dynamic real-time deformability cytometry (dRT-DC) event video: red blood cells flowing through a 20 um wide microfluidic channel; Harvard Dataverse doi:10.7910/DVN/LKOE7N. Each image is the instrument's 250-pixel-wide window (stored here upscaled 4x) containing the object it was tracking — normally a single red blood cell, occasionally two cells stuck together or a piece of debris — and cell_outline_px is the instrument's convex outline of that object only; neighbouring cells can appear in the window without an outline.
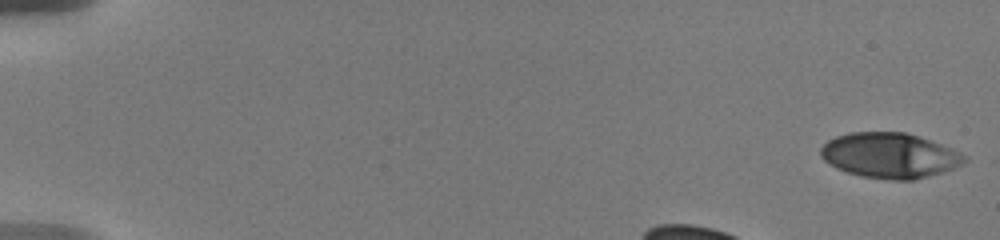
{"species": "human", "species_latin": "Homo sapiens", "temperature_condition": "warm", "stored_images_in_passage": 14, "segment_of_instrument_passage": [1, 2], "camera_frame_rate_fps": 3000, "um_per_image_px": 0.085, "donor": {"sex": "male"}, "frame": {"image": 1, "passage_image": 1, "time_ms": 0.0, "image_size_px": [1000, 240], "cell_outline_px": [[968, 160], [952, 168], [940, 172], [912, 180], [888, 180], [860, 176], [836, 168], [828, 164], [820, 156], [820, 148], [828, 140], [836, 136], [848, 132], [904, 132], [952, 148], [968, 156]], "centroid_in_image_um": [75.58, 13.21], "position_along_channel_um": 9.4, "area_um2": 37.74}}
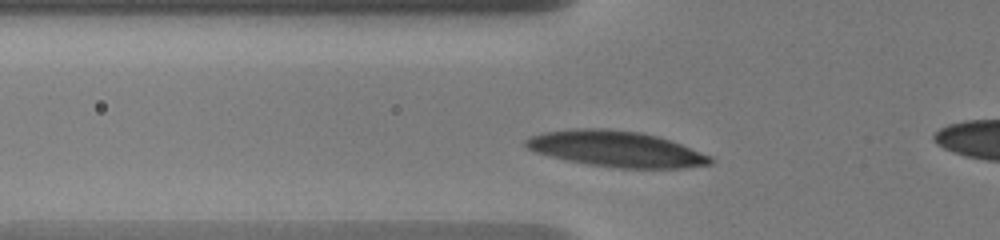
{"frame": {"image": 2, "passage_image": 12, "time_ms": 4.333, "image_size_px": [1000, 240], "cell_outline_px": [[716, 160], [712, 164], [684, 168], [620, 168], [588, 164], [568, 160], [536, 152], [528, 148], [524, 144], [524, 140], [532, 136], [544, 132], [576, 128], [608, 128], [640, 132], [672, 140], [712, 156]], "centroid_in_image_um": [52.44, 12.65], "position_along_channel_um": 73.4, "area_um2": 38.61}}